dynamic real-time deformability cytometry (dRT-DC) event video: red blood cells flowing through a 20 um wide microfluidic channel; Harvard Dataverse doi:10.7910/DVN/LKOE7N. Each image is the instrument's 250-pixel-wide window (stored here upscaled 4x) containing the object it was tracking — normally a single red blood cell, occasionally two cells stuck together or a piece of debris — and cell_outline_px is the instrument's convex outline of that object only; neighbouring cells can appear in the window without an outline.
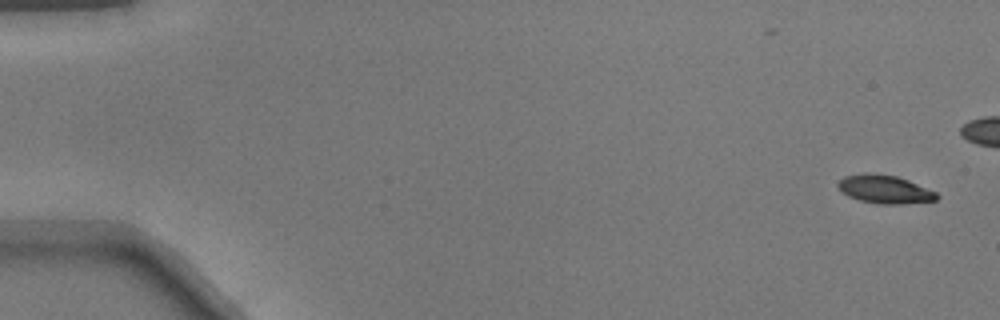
{"species": "common noctule bat (a hibernating species)", "species_latin": "Nyctalus noctula", "temperature_condition": "warm", "stored_images_in_passage": 14, "camera_frame_rate_fps": 3000, "um_per_image_px": 0.085, "animal": {"sex": "male", "body_mass_g": 17.9}, "frame": {"image": 1, "passage_image": 1, "time_ms": 0.0, "image_size_px": [1000, 320], "cell_outline_px": [[940, 196], [936, 200], [900, 204], [880, 204], [860, 200], [848, 196], [836, 184], [844, 176], [864, 172], [896, 176], [908, 180], [936, 192]], "centroid_in_image_um": [75.2, 16.08], "position_along_channel_um": 9.8, "area_um2": 16.13}}